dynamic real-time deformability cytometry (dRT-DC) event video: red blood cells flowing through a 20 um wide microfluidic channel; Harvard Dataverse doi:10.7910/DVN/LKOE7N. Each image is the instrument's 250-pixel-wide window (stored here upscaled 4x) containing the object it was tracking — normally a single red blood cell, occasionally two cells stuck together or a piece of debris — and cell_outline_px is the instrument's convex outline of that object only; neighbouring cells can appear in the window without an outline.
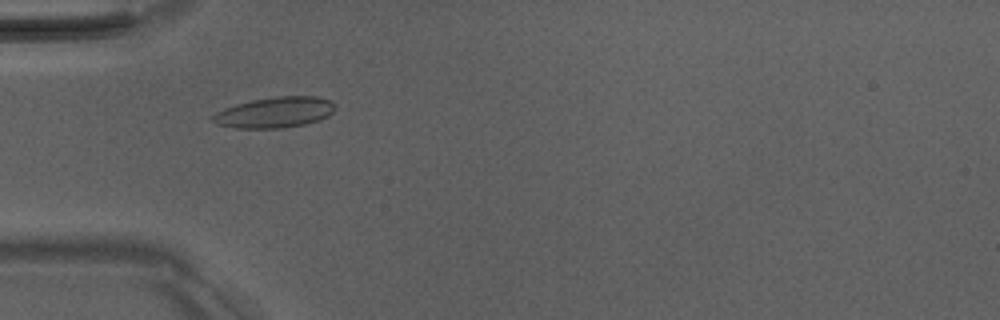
{"species": "Egyptian fruit bat (a non-hibernating species)", "species_latin": "Rousettus aegyptiacus", "temperature_condition": "room temperature", "stored_images_in_passage": 3, "camera_frame_rate_fps": 3000, "um_per_image_px": 0.085, "animal": {"sex": "male"}, "frame": {"image": 1, "passage_image": 1, "time_ms": 0.0, "image_size_px": [1000, 320], "cell_outline_px": [[336, 108], [328, 116], [320, 120], [304, 124], [284, 128], [236, 128], [216, 124], [212, 120], [212, 116], [216, 112], [224, 108], [236, 104], [252, 100], [276, 96], [316, 96], [328, 100], [336, 104]], "centroid_in_image_um": [23.37, 9.55], "position_along_channel_um": 61.6, "area_um2": 21.96}}
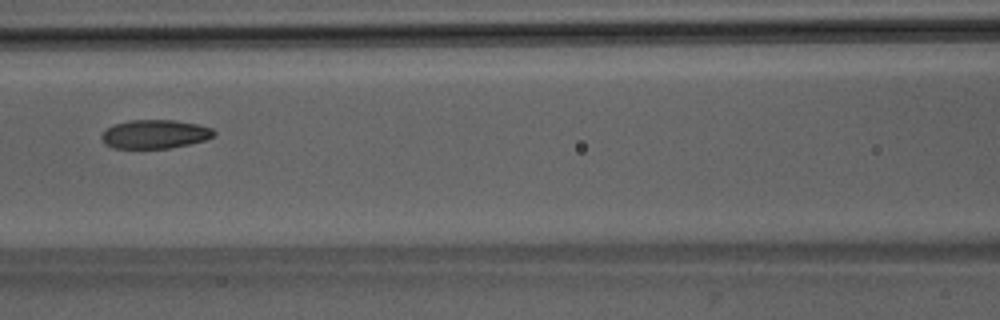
{"frame": {"image": 2, "passage_image": 3, "time_ms": 2.333, "image_size_px": [1000, 320], "cell_outline_px": [[216, 136], [204, 140], [188, 144], [168, 148], [112, 148], [104, 144], [100, 136], [112, 124], [132, 120], [176, 120], [200, 124], [212, 128], [216, 132]], "centroid_in_image_um": [13.18, 11.39], "position_along_channel_um": 153.4, "area_um2": 18.96}}